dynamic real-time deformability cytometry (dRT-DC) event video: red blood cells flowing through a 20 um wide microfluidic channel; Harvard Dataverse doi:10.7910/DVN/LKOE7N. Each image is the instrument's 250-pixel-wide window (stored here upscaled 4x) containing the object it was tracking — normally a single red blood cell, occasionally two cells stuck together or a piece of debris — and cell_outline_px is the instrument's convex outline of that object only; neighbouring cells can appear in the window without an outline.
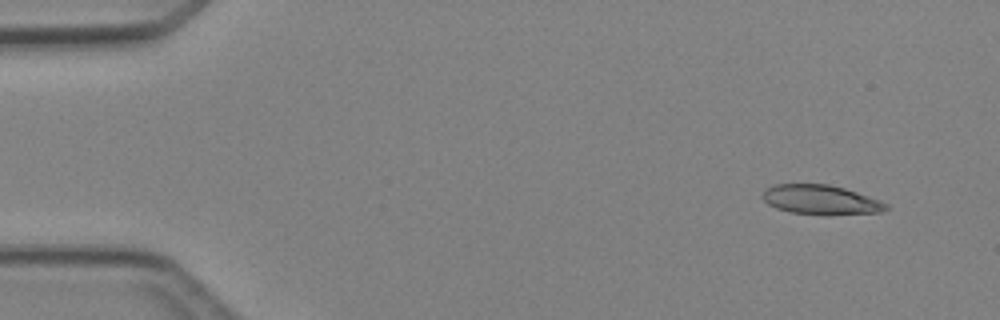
{"species": "Egyptian fruit bat (a non-hibernating species)", "species_latin": "Rousettus aegyptiacus", "temperature_condition": "cold", "stored_images_in_passage": 6, "camera_frame_rate_fps": 3000, "um_per_image_px": 0.085, "animal": {"sex": "female"}, "frame": {"image": 1, "passage_image": 1, "time_ms": 0.0, "image_size_px": [1000, 320], "cell_outline_px": [[888, 208], [880, 212], [788, 212], [776, 208], [768, 204], [764, 200], [764, 188], [776, 184], [828, 184], [844, 188], [880, 200], [888, 204]], "centroid_in_image_um": [69.71, 16.92], "position_along_channel_um": 15.3, "area_um2": 20.11}}
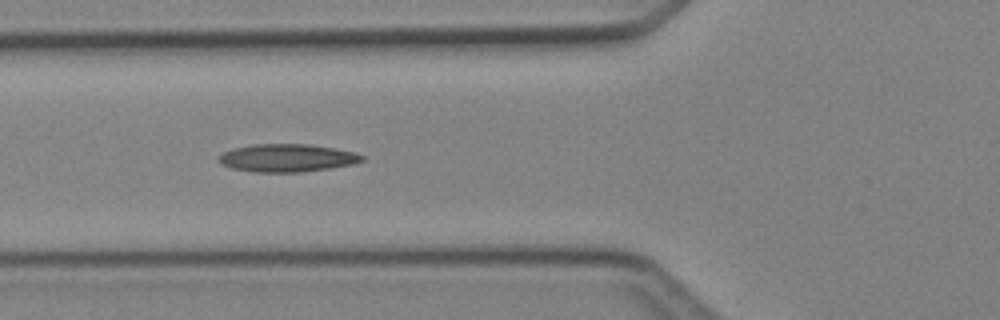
{"frame": {"image": 2, "passage_image": 5, "time_ms": 4.667, "image_size_px": [1000, 320], "cell_outline_px": [[364, 160], [352, 164], [328, 168], [300, 172], [252, 172], [232, 168], [220, 164], [216, 160], [224, 152], [232, 148], [252, 144], [308, 144], [332, 148], [352, 152], [364, 156]], "centroid_in_image_um": [24.33, 13.42], "position_along_channel_um": 101.5, "area_um2": 23.12}}
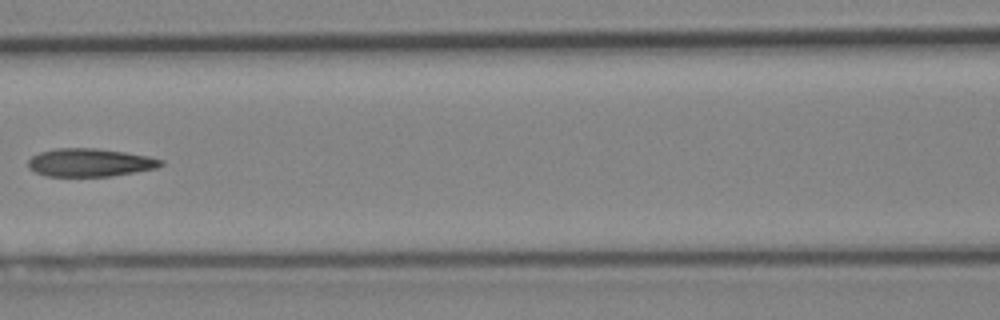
{"frame": {"image": 3, "passage_image": 6, "time_ms": 6.0, "image_size_px": [1000, 320], "cell_outline_px": [[164, 164], [156, 168], [112, 176], [44, 176], [28, 168], [28, 160], [32, 156], [40, 152], [56, 148], [96, 148], [124, 152], [148, 156], [164, 160]], "centroid_in_image_um": [7.63, 13.81], "position_along_channel_um": 159.0, "area_um2": 21.73}}